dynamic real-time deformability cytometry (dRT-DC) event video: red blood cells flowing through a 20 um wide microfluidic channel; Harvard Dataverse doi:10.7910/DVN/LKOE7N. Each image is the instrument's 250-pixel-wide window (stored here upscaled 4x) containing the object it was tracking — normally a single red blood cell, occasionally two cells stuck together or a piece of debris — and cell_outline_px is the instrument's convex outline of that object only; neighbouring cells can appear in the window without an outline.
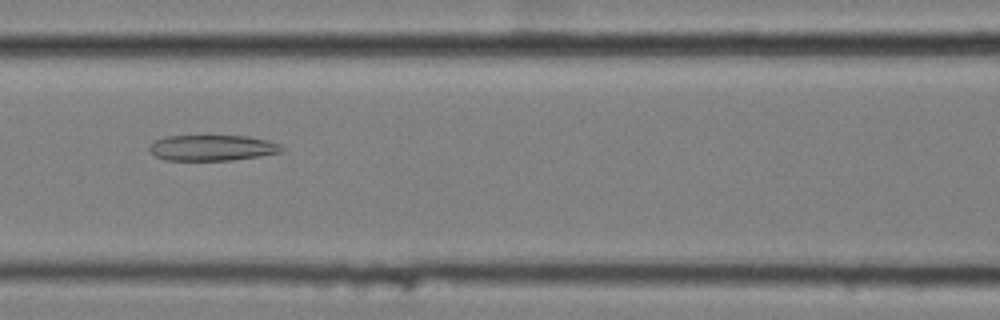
{"species": "common noctule bat (a hibernating species)", "species_latin": "Nyctalus noctula", "temperature_condition": "cold", "stored_images_in_passage": 8, "camera_frame_rate_fps": 3000, "um_per_image_px": 0.085, "animal": {"sex": "female", "body_mass_g": 25.1}, "frame": {"image": 1, "passage_image": 7, "time_ms": 2.0, "image_size_px": [1000, 320], "cell_outline_px": [[284, 148], [280, 152], [260, 156], [232, 160], [164, 160], [156, 156], [148, 148], [156, 140], [164, 136], [248, 136], [268, 140], [280, 144]], "centroid_in_image_um": [18.06, 12.56], "position_along_channel_um": 148.5, "area_um2": 19.77}}
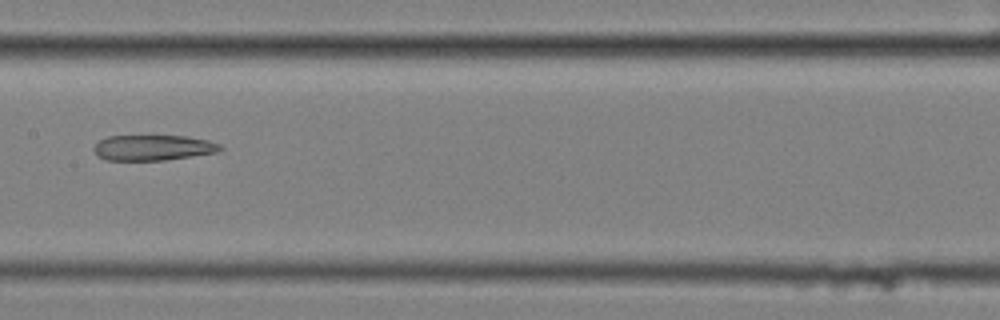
{"frame": {"image": 2, "passage_image": 8, "time_ms": 2.333, "image_size_px": [1000, 320], "cell_outline_px": [[224, 148], [216, 152], [192, 156], [164, 160], [104, 160], [96, 156], [92, 148], [100, 140], [108, 136], [188, 136], [208, 140], [220, 144]], "centroid_in_image_um": [12.99, 12.55], "position_along_channel_um": 194.4, "area_um2": 18.84}}